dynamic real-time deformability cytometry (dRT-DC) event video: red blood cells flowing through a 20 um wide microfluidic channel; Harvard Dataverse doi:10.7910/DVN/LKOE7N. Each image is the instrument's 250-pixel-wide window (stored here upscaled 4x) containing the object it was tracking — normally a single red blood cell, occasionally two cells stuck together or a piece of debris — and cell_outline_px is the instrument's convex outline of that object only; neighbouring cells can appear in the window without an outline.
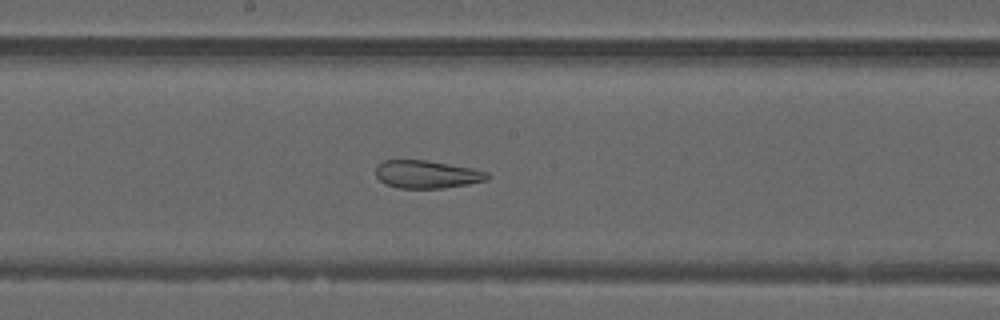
{"species": "common noctule bat (a hibernating species)", "species_latin": "Nyctalus noctula", "temperature_condition": "warm", "stored_images_in_passage": 40, "camera_frame_rate_fps": 3000, "um_per_image_px": 0.085, "animal": {"sex": "male", "forearm_length_mm": 52.5}, "frame": {"image": 1, "passage_image": 15, "time_ms": 4.667, "image_size_px": [1000, 320], "cell_outline_px": [[492, 176], [488, 180], [468, 184], [444, 188], [400, 188], [388, 184], [380, 180], [376, 176], [376, 164], [384, 160], [428, 160], [472, 168], [488, 172]], "centroid_in_image_um": [36.32, 14.81], "position_along_channel_um": 211.9, "area_um2": 18.21}}
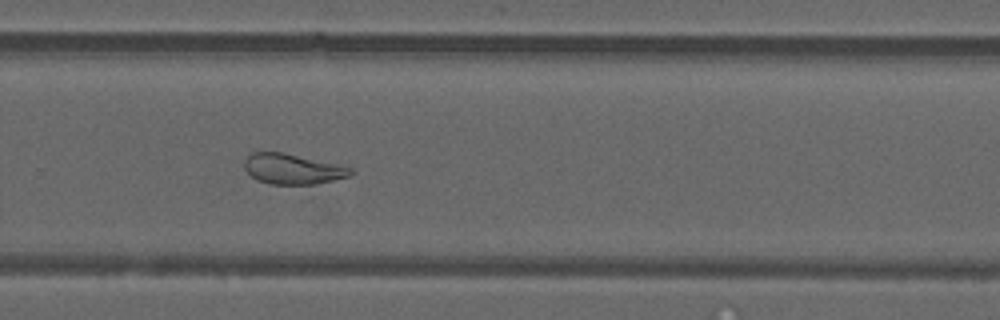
{"frame": {"image": 2, "passage_image": 22, "time_ms": 7.0, "image_size_px": [1000, 320], "cell_outline_px": [[352, 172], [348, 176], [316, 184], [268, 184], [256, 180], [244, 168], [244, 160], [252, 152], [284, 152], [336, 164], [352, 168]], "centroid_in_image_um": [24.82, 14.36], "position_along_channel_um": 305.0, "area_um2": 18.61}}
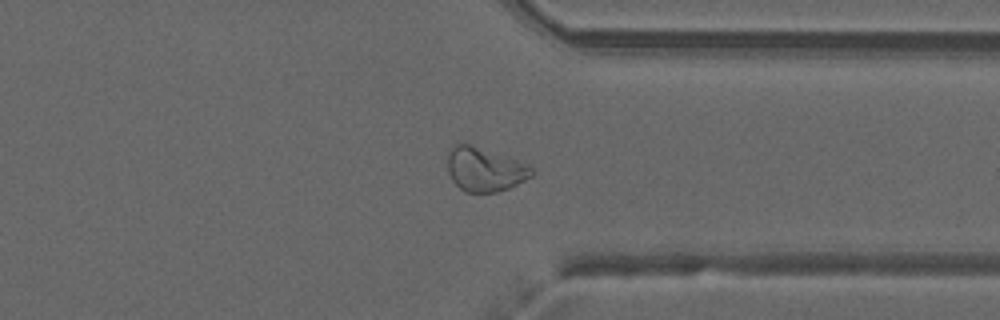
{"frame": {"image": 3, "passage_image": 27, "time_ms": 8.667, "image_size_px": [1000, 320], "cell_outline_px": [[536, 172], [532, 176], [508, 188], [496, 192], [464, 192], [452, 180], [448, 172], [448, 152], [452, 144], [464, 140], [528, 164]], "centroid_in_image_um": [41.17, 14.34], "position_along_channel_um": 370.2, "area_um2": 22.08}, "authors_computed_cell_mechanics": {"area_um2": 22.3108, "velocity_mm_per_s": 4.0023, "shape_relaxation_time_tau1_ms": null, "shape_relaxation_time_tau2_ms": 1.4132, "deformation_change_tau1": null, "deformation_change_tau2": 0.0876}}